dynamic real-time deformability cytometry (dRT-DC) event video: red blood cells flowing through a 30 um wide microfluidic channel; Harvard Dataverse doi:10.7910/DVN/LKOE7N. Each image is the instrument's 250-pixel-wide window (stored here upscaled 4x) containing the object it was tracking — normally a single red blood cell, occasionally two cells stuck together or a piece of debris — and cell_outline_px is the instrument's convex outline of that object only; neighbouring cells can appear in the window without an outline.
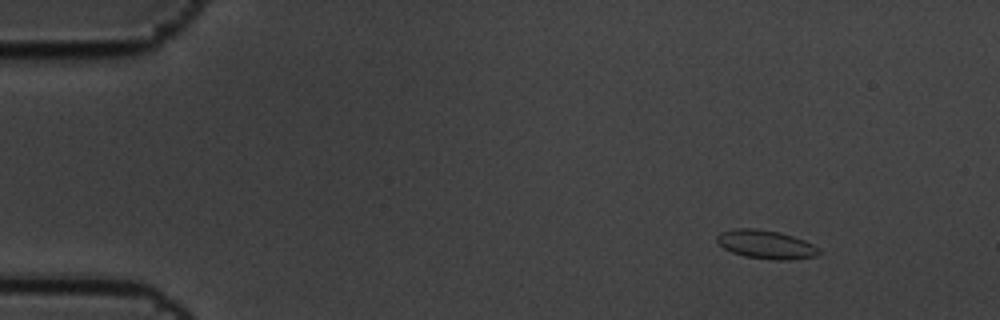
{"species": "common noctule bat (a hibernating species)", "species_latin": "Nyctalus noctula", "temperature_condition": "cold", "stored_images_in_passage": 4, "camera_frame_rate_fps": 3000, "um_per_image_px": 0.085, "animal": {"sex": "male", "body_mass_g": 19.5, "forearm_length_mm": 54.6}, "frame": {"image": 1, "passage_image": 1, "time_ms": 0.0, "image_size_px": [1000, 320], "cell_outline_px": [[820, 252], [816, 256], [788, 260], [776, 260], [744, 256], [732, 252], [724, 248], [716, 240], [716, 236], [720, 232], [732, 228], [756, 228], [776, 232], [792, 236], [804, 240], [820, 248]], "centroid_in_image_um": [65.08, 20.77], "position_along_channel_um": 19.9, "area_um2": 16.94}}
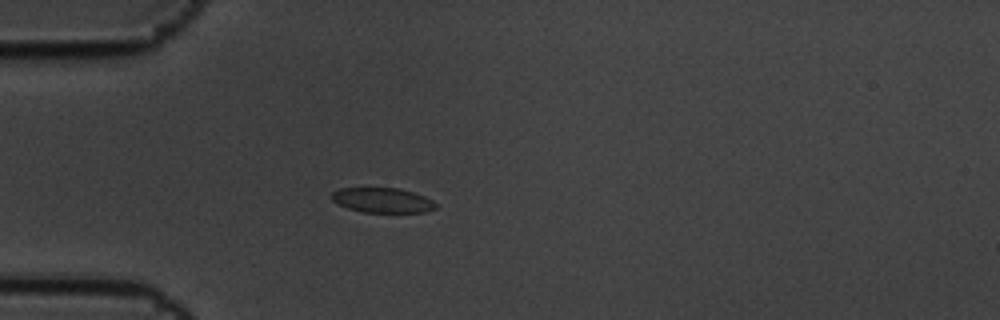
{"frame": {"image": 2, "passage_image": 4, "time_ms": 1.0, "image_size_px": [1000, 320], "cell_outline_px": [[436, 208], [424, 212], [364, 212], [348, 208], [332, 200], [332, 192], [340, 188], [400, 188], [424, 196], [432, 200], [436, 204]], "centroid_in_image_um": [32.52, 17.01], "position_along_channel_um": 52.5, "area_um2": 14.91}}